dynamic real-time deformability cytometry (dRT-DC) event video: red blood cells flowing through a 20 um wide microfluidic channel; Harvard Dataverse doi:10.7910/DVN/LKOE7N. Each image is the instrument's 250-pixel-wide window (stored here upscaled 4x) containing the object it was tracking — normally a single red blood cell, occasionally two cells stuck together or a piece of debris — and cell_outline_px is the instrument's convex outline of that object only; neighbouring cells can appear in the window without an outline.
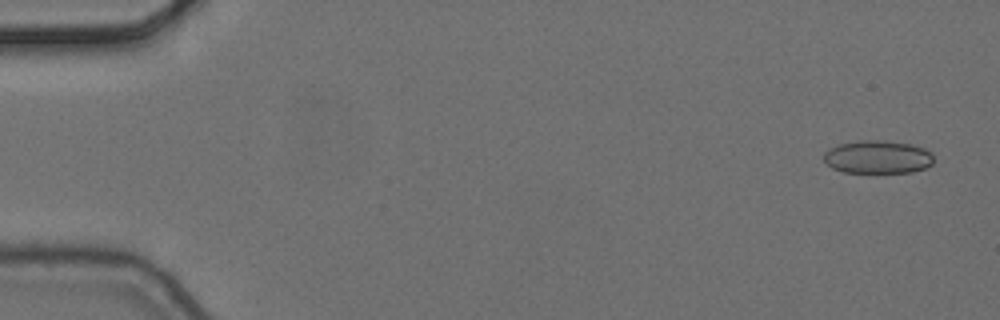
{"species": "common noctule bat (a hibernating species)", "species_latin": "Nyctalus noctula", "temperature_condition": "cold", "stored_images_in_passage": 5, "camera_frame_rate_fps": 3000, "um_per_image_px": 0.085, "animal": {"sex": "female", "body_mass_g": 24.6, "forearm_length_mm": 56.2}, "frame": {"image": 1, "passage_image": 1, "time_ms": 0.0, "image_size_px": [1000, 320], "cell_outline_px": [[932, 164], [924, 168], [912, 172], [844, 172], [832, 168], [824, 160], [824, 152], [840, 144], [860, 140], [884, 140], [912, 144], [924, 148], [932, 152]], "centroid_in_image_um": [74.62, 13.34], "position_along_channel_um": 10.4, "area_um2": 21.1}}
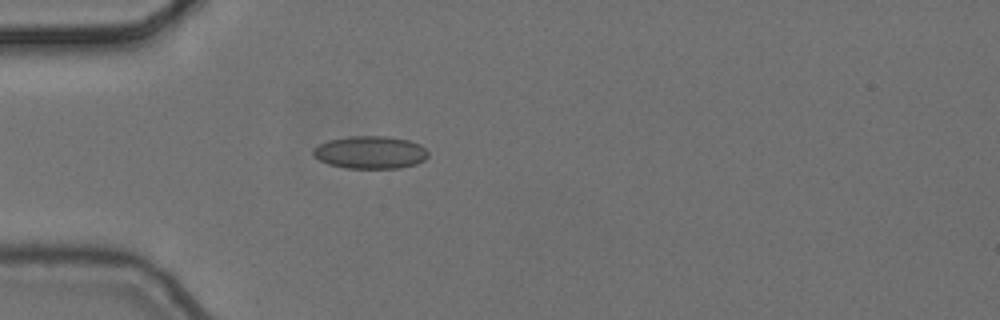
{"frame": {"image": 2, "passage_image": 5, "time_ms": 1.333, "image_size_px": [1000, 320], "cell_outline_px": [[428, 156], [424, 160], [416, 164], [400, 168], [348, 168], [328, 164], [312, 156], [312, 148], [328, 140], [348, 136], [388, 136], [408, 140], [420, 144], [428, 152]], "centroid_in_image_um": [31.46, 12.95], "position_along_channel_um": 53.5, "area_um2": 22.02}}